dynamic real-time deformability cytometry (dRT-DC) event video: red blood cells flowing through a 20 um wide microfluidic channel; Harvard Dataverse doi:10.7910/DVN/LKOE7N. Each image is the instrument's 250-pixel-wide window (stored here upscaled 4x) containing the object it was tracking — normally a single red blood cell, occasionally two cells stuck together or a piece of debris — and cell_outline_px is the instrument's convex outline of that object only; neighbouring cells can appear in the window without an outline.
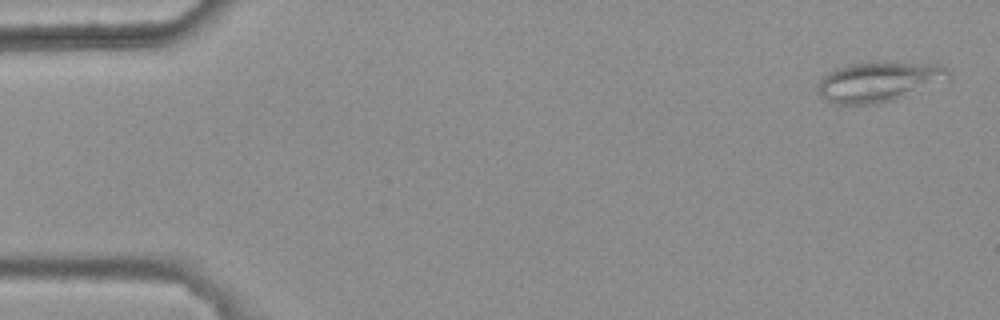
{"species": "common noctule bat (a hibernating species)", "species_latin": "Nyctalus noctula", "temperature_condition": "warm", "stored_images_in_passage": 4, "camera_frame_rate_fps": 3000, "um_per_image_px": 0.085, "animal": {"sex": "female", "body_mass_g": 25.1}, "frame": {"image": 1, "passage_image": 1, "time_ms": 0.0, "image_size_px": [1000, 320], "cell_outline_px": [[952, 76], [948, 80], [892, 100], [876, 104], [836, 104], [824, 100], [816, 92], [816, 88], [820, 80], [828, 72], [836, 68], [852, 64], [880, 60], [944, 64], [952, 72]], "centroid_in_image_um": [74.74, 6.91], "position_along_channel_um": 10.3, "area_um2": 31.27}}